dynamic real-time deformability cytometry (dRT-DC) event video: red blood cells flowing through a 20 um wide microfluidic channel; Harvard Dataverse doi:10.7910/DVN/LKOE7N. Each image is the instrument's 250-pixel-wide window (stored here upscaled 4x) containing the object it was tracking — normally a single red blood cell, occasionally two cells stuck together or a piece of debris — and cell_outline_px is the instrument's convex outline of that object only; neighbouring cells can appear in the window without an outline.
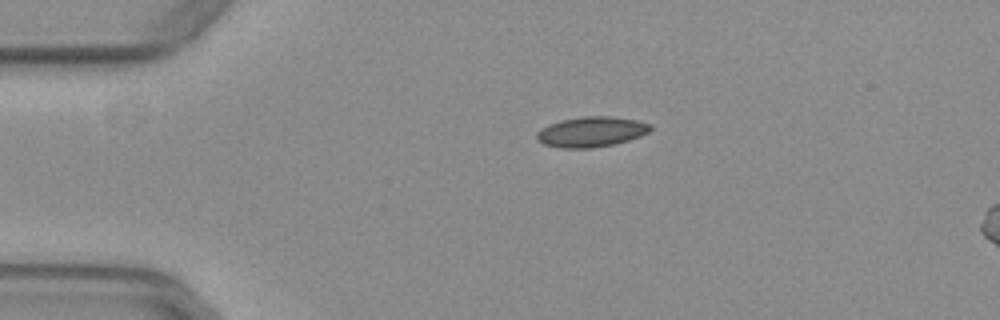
{"species": "common noctule bat (a hibernating species)", "species_latin": "Nyctalus noctula", "temperature_condition": "warm", "stored_images_in_passage": 34, "camera_frame_rate_fps": 3000, "um_per_image_px": 0.085, "animal": {"sex": "female", "body_mass_g": 29.2, "forearm_length_mm": 56.3}, "frame": {"image": 1, "passage_image": 1, "time_ms": 0.0, "image_size_px": [1000, 320], "cell_outline_px": [[652, 128], [648, 132], [640, 136], [628, 140], [612, 144], [592, 148], [560, 148], [544, 144], [536, 140], [536, 132], [540, 128], [548, 124], [560, 120], [580, 116], [612, 116], [636, 120], [652, 124]], "centroid_in_image_um": [50.22, 11.19], "position_along_channel_um": 34.8, "area_um2": 20.23}}
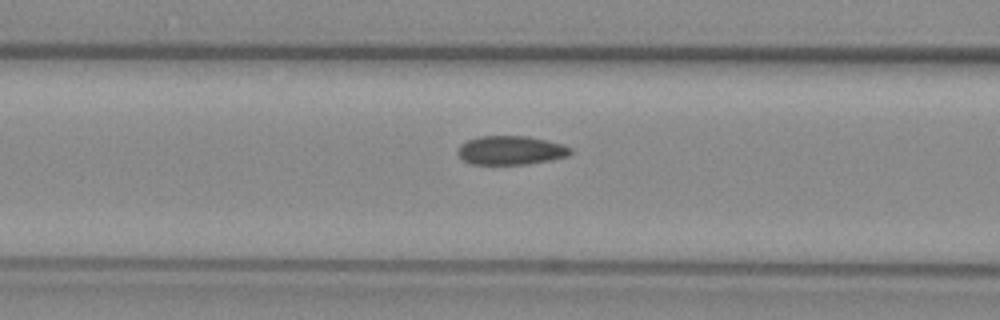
{"frame": {"image": 2, "passage_image": 11, "time_ms": 3.333, "image_size_px": [1000, 320], "cell_outline_px": [[572, 152], [568, 156], [528, 164], [472, 164], [464, 160], [456, 152], [460, 144], [476, 136], [528, 136], [560, 144], [572, 148]], "centroid_in_image_um": [43.38, 12.77], "position_along_channel_um": 123.2, "area_um2": 18.84}}
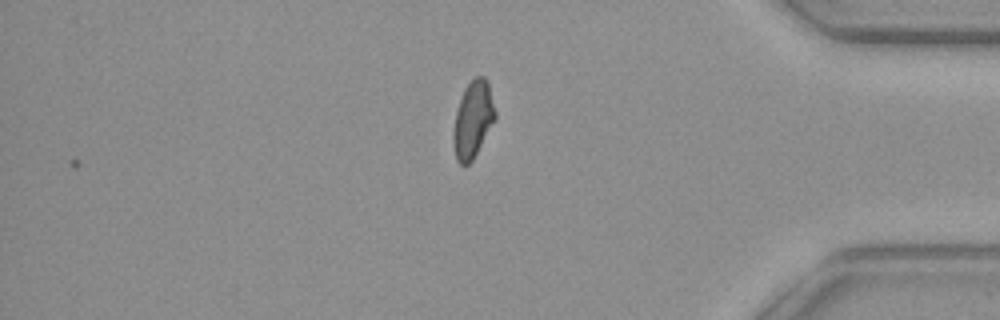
{"frame": {"image": 3, "passage_image": 34, "time_ms": 11.0, "image_size_px": [1000, 320], "cell_outline_px": [[496, 120], [472, 160], [468, 164], [460, 164], [456, 160], [452, 140], [452, 132], [456, 112], [464, 88], [476, 76], [484, 76], [488, 80], [496, 112]], "centroid_in_image_um": [40.21, 10.15], "position_along_channel_um": 395.0, "area_um2": 18.84}, "authors_computed_cell_mechanics": {"area_um2": 19.1029, "velocity_mm_per_s": 3.9403, "shape_relaxation_time_tau1_ms": null, "shape_relaxation_time_tau2_ms": 1.2556, "deformation_change_tau1": null, "deformation_change_tau2": 0.0566}}